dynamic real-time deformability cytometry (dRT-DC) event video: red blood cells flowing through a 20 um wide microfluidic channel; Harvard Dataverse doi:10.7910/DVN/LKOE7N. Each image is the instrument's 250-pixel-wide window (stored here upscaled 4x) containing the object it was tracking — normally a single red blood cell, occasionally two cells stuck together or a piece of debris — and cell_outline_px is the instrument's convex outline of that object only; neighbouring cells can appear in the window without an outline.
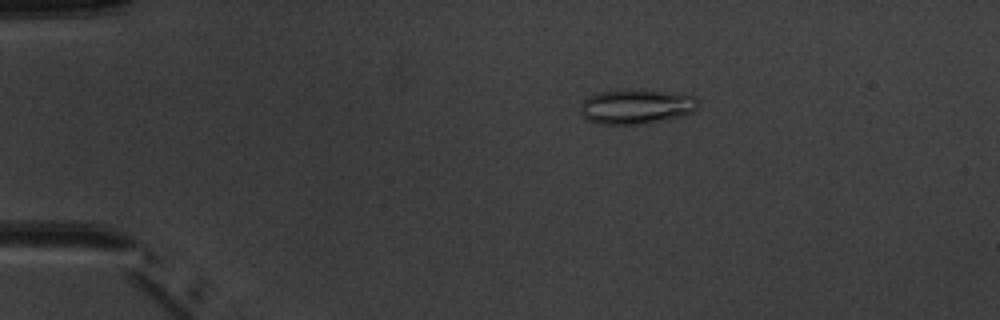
{"species": "common noctule bat (a hibernating species)", "species_latin": "Nyctalus noctula", "temperature_condition": "warm", "stored_images_in_passage": 4, "camera_frame_rate_fps": 3000, "um_per_image_px": 0.085, "animal": {"sex": "male", "body_mass_g": 20.1, "forearm_length_mm": 53.5}, "frame": {"image": 1, "passage_image": 1, "time_ms": 0.0, "image_size_px": [1000, 320], "cell_outline_px": [[700, 104], [692, 112], [684, 116], [636, 124], [600, 124], [584, 120], [580, 112], [580, 104], [588, 96], [600, 92], [660, 92], [696, 96], [700, 100]], "centroid_in_image_um": [54.06, 9.11], "position_along_channel_um": 30.9, "area_um2": 23.06}}